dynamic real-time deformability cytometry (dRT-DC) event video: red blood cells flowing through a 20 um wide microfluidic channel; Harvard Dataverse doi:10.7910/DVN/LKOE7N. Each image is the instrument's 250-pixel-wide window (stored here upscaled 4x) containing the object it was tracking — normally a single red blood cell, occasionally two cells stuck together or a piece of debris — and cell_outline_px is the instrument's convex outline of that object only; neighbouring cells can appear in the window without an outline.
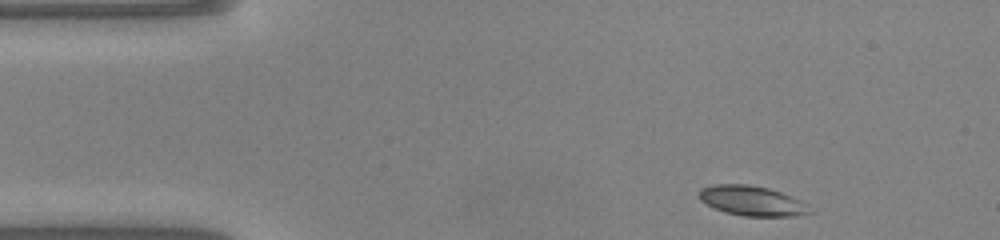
{"species": "common noctule bat (a hibernating species)", "species_latin": "Nyctalus noctula", "temperature_condition": "warm", "stored_images_in_passage": 44, "camera_frame_rate_fps": 3000, "um_per_image_px": 0.085, "animal": {"sex": "male", "body_mass_g": 20.0, "forearm_length_mm": 53.3}, "frame": {"image": 1, "passage_image": 1, "time_ms": 0.0, "image_size_px": [1000, 240], "cell_outline_px": [[812, 212], [796, 216], [744, 216], [724, 212], [700, 200], [700, 188], [716, 184], [748, 184], [768, 188], [792, 196], [808, 204]], "centroid_in_image_um": [63.95, 17.07], "position_along_channel_um": 21.0, "area_um2": 19.19}}
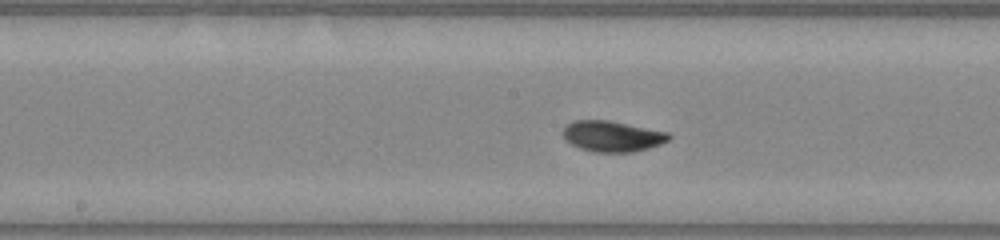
{"frame": {"image": 2, "passage_image": 19, "time_ms": 6.0, "image_size_px": [1000, 240], "cell_outline_px": [[672, 136], [668, 140], [660, 144], [648, 148], [632, 152], [592, 152], [580, 148], [572, 144], [564, 136], [564, 128], [572, 120], [608, 120], [668, 132]], "centroid_in_image_um": [52.06, 11.58], "position_along_channel_um": 196.1, "area_um2": 18.79}}
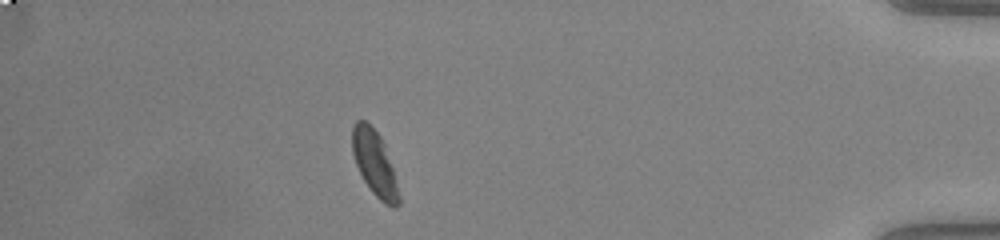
{"frame": {"image": 3, "passage_image": 38, "time_ms": 12.333, "image_size_px": [1000, 240], "cell_outline_px": [[400, 204], [396, 208], [392, 208], [384, 204], [372, 192], [364, 180], [356, 164], [352, 152], [352, 124], [356, 120], [364, 120], [380, 136], [384, 144], [392, 168], [400, 196]], "centroid_in_image_um": [31.83, 13.9], "position_along_channel_um": 403.4, "area_um2": 17.46}, "authors_computed_cell_mechanics": {"area_um2": 18.5827, "velocity_mm_per_s": 4.0947, "shape_relaxation_time_tau1_ms": 3.0228, "shape_relaxation_time_tau2_ms": 1.6645, "deformation_change_tau1": 0.1286, "deformation_change_tau2": 0.0559}}